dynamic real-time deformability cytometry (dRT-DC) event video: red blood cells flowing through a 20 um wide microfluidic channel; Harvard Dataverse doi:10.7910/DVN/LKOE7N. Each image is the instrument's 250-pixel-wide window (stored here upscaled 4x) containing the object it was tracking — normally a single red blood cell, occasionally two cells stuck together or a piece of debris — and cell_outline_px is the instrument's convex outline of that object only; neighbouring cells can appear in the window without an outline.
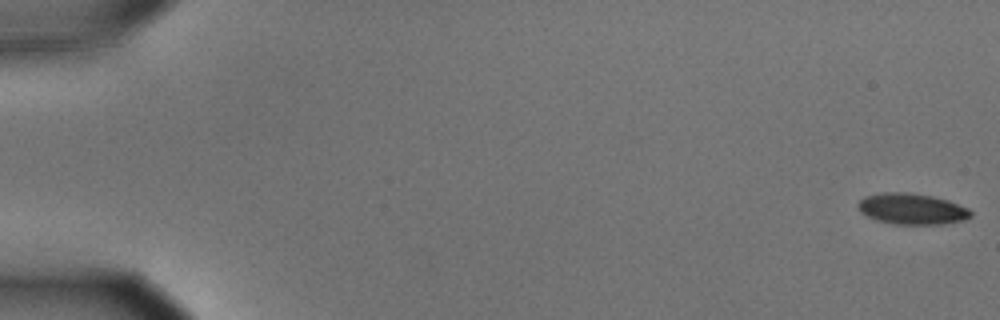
{"species": "common noctule bat (a hibernating species)", "species_latin": "Nyctalus noctula", "temperature_condition": "cold", "stored_images_in_passage": 13, "camera_frame_rate_fps": 3000, "um_per_image_px": 0.085, "animal": {"sex": "male", "body_mass_g": 15.6}, "frame": {"image": 1, "passage_image": 1, "time_ms": 0.0, "image_size_px": [1000, 320], "cell_outline_px": [[972, 216], [964, 220], [944, 224], [892, 224], [876, 220], [860, 212], [856, 208], [856, 204], [864, 196], [884, 192], [908, 192], [932, 196], [948, 200], [968, 208], [972, 212]], "centroid_in_image_um": [77.49, 17.75], "position_along_channel_um": 7.5, "area_um2": 20.58}}